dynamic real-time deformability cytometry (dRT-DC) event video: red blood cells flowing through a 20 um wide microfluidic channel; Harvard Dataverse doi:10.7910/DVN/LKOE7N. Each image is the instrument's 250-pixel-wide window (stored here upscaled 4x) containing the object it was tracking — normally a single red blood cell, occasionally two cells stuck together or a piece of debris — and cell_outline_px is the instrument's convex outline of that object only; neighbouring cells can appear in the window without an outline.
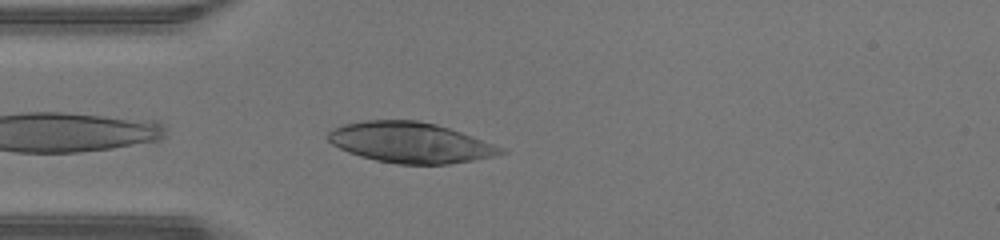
{"species": "human", "species_latin": "Homo sapiens", "temperature_condition": "warm", "stored_images_in_passage": 9, "camera_frame_rate_fps": 3000, "um_per_image_px": 0.085, "donor": {"sex": "male"}, "frame": {"image": 1, "passage_image": 2, "time_ms": 0.333, "image_size_px": [1000, 240], "cell_outline_px": [[508, 152], [492, 156], [472, 160], [448, 164], [396, 164], [376, 160], [360, 156], [348, 152], [332, 144], [328, 140], [328, 132], [332, 128], [344, 124], [364, 120], [416, 120], [436, 124], [472, 136], [504, 148]], "centroid_in_image_um": [34.85, 12.11], "position_along_channel_um": 50.1, "area_um2": 40.58}}
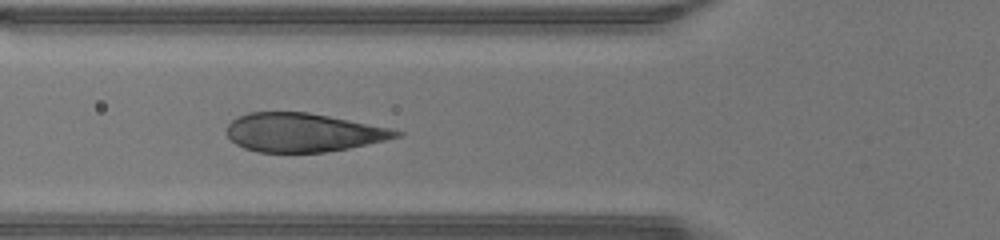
{"frame": {"image": 2, "passage_image": 6, "time_ms": 1.667, "image_size_px": [1000, 240], "cell_outline_px": [[404, 132], [400, 136], [384, 140], [348, 148], [324, 152], [260, 152], [244, 148], [236, 144], [224, 132], [228, 124], [232, 120], [248, 112], [308, 112], [392, 128]], "centroid_in_image_um": [25.74, 11.25], "position_along_channel_um": 100.1, "area_um2": 38.03}}